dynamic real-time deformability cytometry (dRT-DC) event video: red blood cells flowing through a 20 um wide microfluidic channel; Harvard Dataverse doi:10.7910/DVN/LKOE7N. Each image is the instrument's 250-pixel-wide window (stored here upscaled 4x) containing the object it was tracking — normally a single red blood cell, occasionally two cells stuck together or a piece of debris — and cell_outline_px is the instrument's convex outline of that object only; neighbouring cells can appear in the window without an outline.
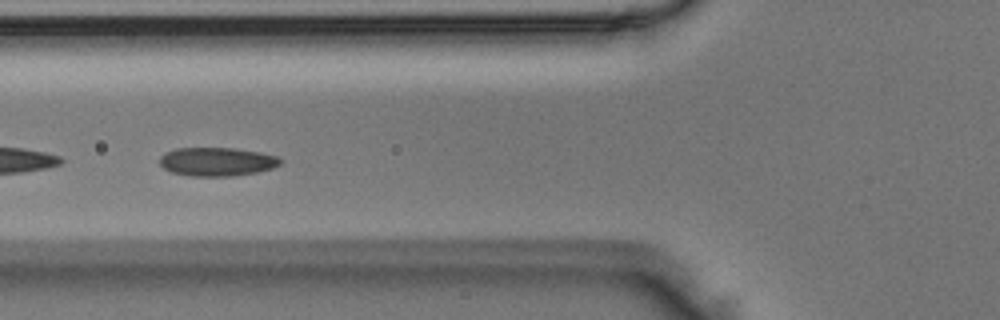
{"species": "Egyptian fruit bat (a non-hibernating species)", "species_latin": "Rousettus aegyptiacus", "temperature_condition": "room temperature", "stored_images_in_passage": 26, "camera_frame_rate_fps": 3000, "um_per_image_px": 0.085, "animal": {"sex": "male"}, "frame": {"image": 1, "passage_image": 20, "time_ms": 6.333, "image_size_px": [1000, 320], "cell_outline_px": [[280, 164], [272, 168], [256, 172], [232, 176], [192, 176], [172, 172], [164, 168], [160, 164], [160, 156], [164, 152], [176, 148], [232, 148], [260, 152], [276, 156], [280, 160]], "centroid_in_image_um": [18.4, 13.74], "position_along_channel_um": 107.4, "area_um2": 20.0}}
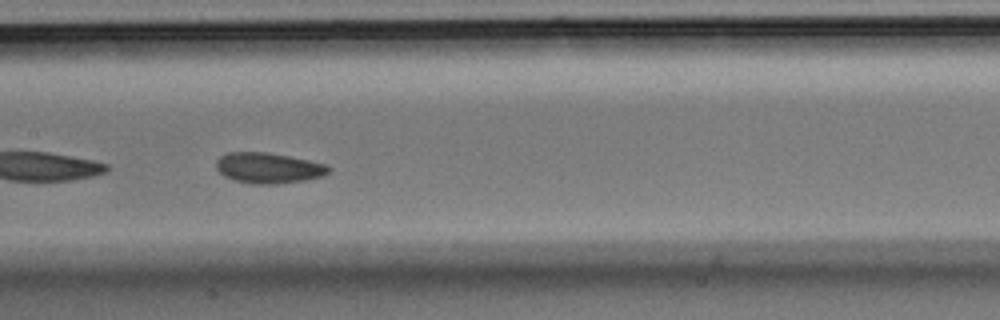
{"frame": {"image": 2, "passage_image": 26, "time_ms": 8.333, "image_size_px": [1000, 320], "cell_outline_px": [[332, 168], [324, 176], [304, 180], [276, 184], [252, 184], [232, 180], [224, 176], [216, 168], [216, 160], [220, 156], [228, 152], [268, 152], [328, 164]], "centroid_in_image_um": [22.81, 14.28], "position_along_channel_um": 184.6, "area_um2": 20.23}}